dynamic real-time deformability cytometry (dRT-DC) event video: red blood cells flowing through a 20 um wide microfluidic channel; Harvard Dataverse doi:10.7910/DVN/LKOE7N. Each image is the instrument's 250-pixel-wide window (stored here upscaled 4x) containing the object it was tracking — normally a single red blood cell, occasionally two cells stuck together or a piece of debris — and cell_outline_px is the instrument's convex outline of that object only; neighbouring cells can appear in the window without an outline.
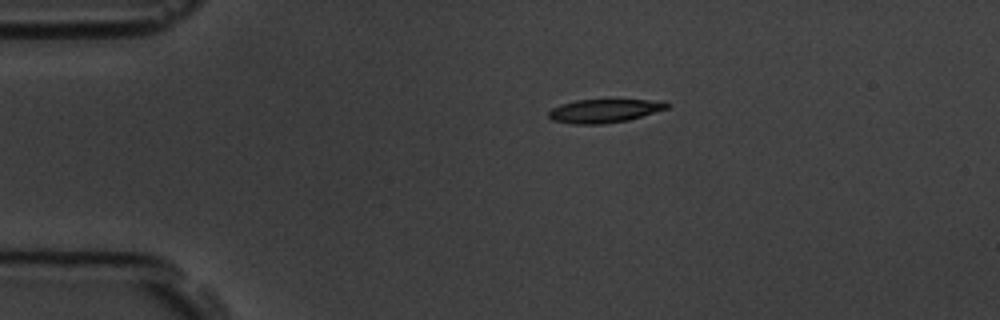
{"species": "common noctule bat (a hibernating species)", "species_latin": "Nyctalus noctula", "temperature_condition": "room temperature", "stored_images_in_passage": 3, "camera_frame_rate_fps": 3000, "um_per_image_px": 0.085, "animal": {"sex": "male", "body_mass_g": 19.5, "forearm_length_mm": 54.6}, "frame": {"image": 1, "passage_image": 1, "time_ms": 0.0, "image_size_px": [1000, 320], "cell_outline_px": [[672, 104], [668, 108], [628, 120], [604, 124], [572, 124], [552, 120], [548, 116], [548, 112], [552, 108], [560, 104], [576, 100], [648, 100]], "centroid_in_image_um": [51.31, 9.43], "position_along_channel_um": 33.7, "area_um2": 16.07}}
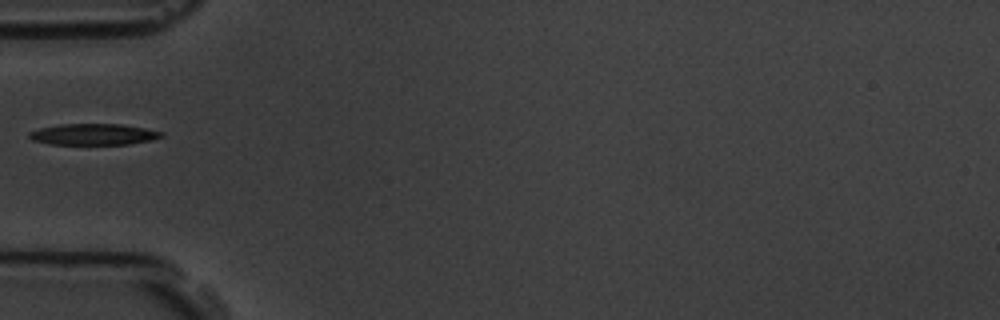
{"frame": {"image": 2, "passage_image": 3, "time_ms": 2.333, "image_size_px": [1000, 320], "cell_outline_px": [[164, 136], [152, 140], [128, 144], [48, 144], [32, 140], [28, 136], [28, 132], [40, 128], [60, 124], [120, 124], [144, 128], [164, 132]], "centroid_in_image_um": [7.94, 11.42], "position_along_channel_um": 77.1, "area_um2": 16.36}}